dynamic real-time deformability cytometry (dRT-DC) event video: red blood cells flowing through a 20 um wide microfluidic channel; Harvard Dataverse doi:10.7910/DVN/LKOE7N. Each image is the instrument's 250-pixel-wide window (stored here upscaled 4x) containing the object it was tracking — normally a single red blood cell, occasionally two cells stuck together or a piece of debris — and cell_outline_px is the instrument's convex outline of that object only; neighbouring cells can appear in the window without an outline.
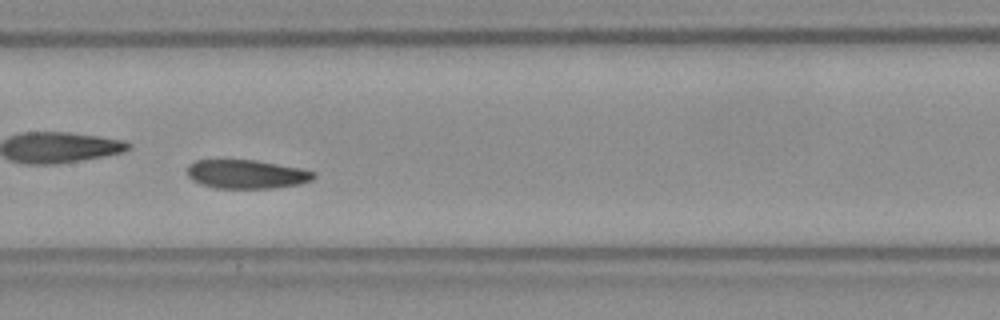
{"species": "Egyptian fruit bat (a non-hibernating species)", "species_latin": "Rousettus aegyptiacus", "temperature_condition": "room temperature", "stored_images_in_passage": 50, "camera_frame_rate_fps": 3000, "um_per_image_px": 0.085, "frame": {"image": 1, "passage_image": 22, "time_ms": 7.0, "image_size_px": [1000, 320], "cell_outline_px": [[316, 176], [312, 180], [300, 184], [272, 188], [216, 188], [200, 184], [192, 180], [188, 176], [188, 164], [196, 160], [256, 160], [300, 168], [316, 172]], "centroid_in_image_um": [20.96, 14.8], "position_along_channel_um": 186.4, "area_um2": 21.27}}
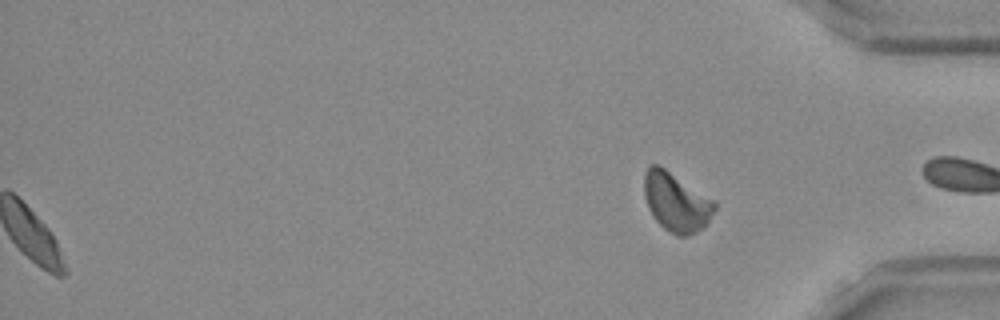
{"frame": {"image": 2, "passage_image": 50, "time_ms": 16.333, "image_size_px": [1000, 320], "cell_outline_px": [[716, 208], [708, 224], [696, 232], [688, 236], [676, 236], [664, 228], [652, 216], [648, 208], [644, 196], [644, 176], [648, 164], [656, 164], [664, 168], [716, 200]], "centroid_in_image_um": [57.49, 17.18], "position_along_channel_um": 377.7, "area_um2": 24.45}, "authors_computed_cell_mechanics": {"area_um2": 22.0507, "velocity_mm_per_s": 3.7778, "shape_relaxation_time_tau1_ms": 10.6142, "shape_relaxation_time_tau2_ms": 3.4987, "deformation_change_tau1": 0.1549, "deformation_change_tau2": 0.0576}}